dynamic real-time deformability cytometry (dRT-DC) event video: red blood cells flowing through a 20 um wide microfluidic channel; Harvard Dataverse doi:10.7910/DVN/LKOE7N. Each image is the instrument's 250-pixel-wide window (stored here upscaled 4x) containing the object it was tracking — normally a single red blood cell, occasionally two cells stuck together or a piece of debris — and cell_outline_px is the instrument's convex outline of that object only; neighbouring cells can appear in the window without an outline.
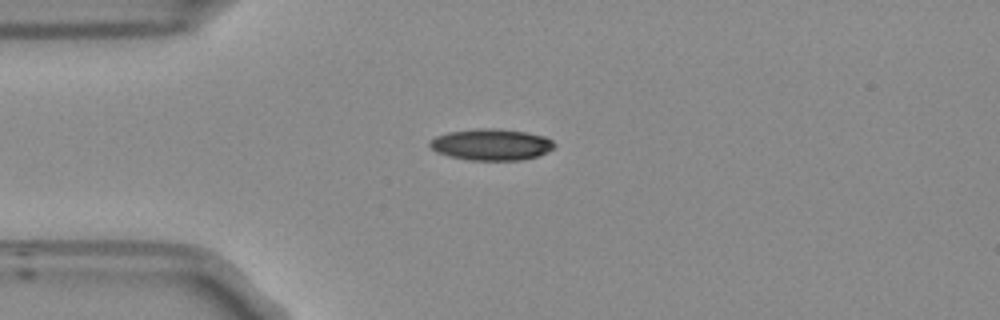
{"species": "Egyptian fruit bat (a non-hibernating species)", "species_latin": "Rousettus aegyptiacus", "temperature_condition": "room temperature", "stored_images_in_passage": 42, "camera_frame_rate_fps": 3000, "um_per_image_px": 0.085, "frame": {"image": 1, "passage_image": 1, "time_ms": 0.0, "image_size_px": [1000, 320], "cell_outline_px": [[556, 148], [536, 156], [520, 160], [468, 160], [448, 156], [436, 152], [428, 144], [436, 136], [448, 132], [476, 128], [496, 128], [528, 132], [544, 136], [552, 140], [556, 144]], "centroid_in_image_um": [41.77, 12.28], "position_along_channel_um": 43.2, "area_um2": 22.95}}
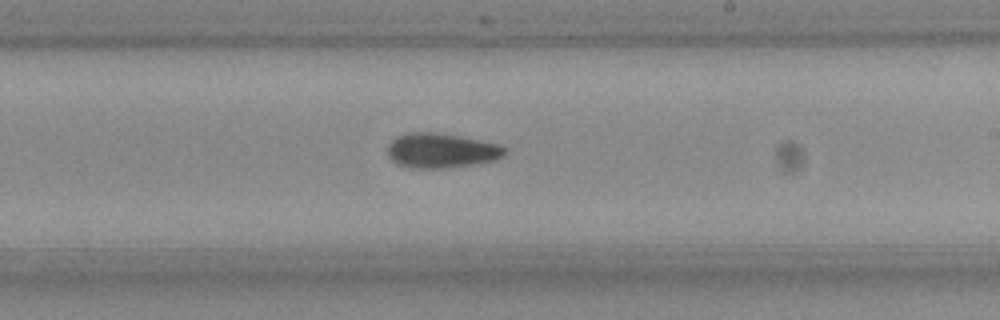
{"frame": {"image": 2, "passage_image": 19, "time_ms": 6.0, "image_size_px": [1000, 320], "cell_outline_px": [[508, 152], [504, 156], [496, 160], [476, 164], [444, 168], [412, 168], [396, 164], [388, 156], [388, 144], [396, 136], [408, 132], [432, 132], [456, 136], [500, 144]], "centroid_in_image_um": [37.5, 12.81], "position_along_channel_um": 251.5, "area_um2": 23.76}}
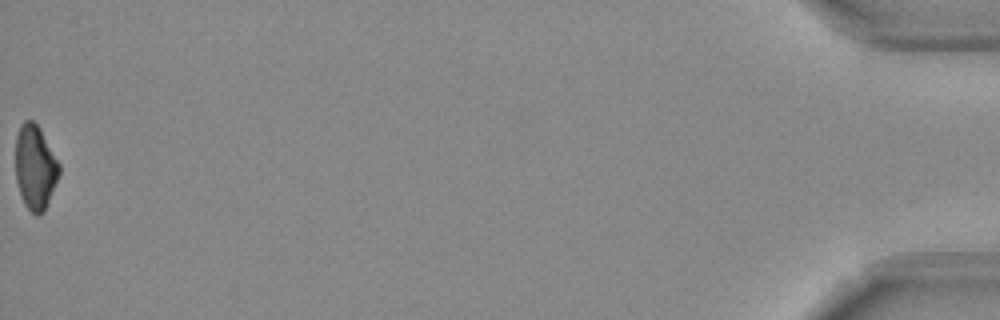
{"frame": {"image": 3, "passage_image": 42, "time_ms": 13.667, "image_size_px": [1000, 320], "cell_outline_px": [[60, 176], [44, 212], [36, 216], [24, 204], [16, 180], [16, 136], [20, 124], [24, 120], [32, 120], [40, 128], [60, 164]], "centroid_in_image_um": [3.01, 14.22], "position_along_channel_um": 432.2, "area_um2": 21.62}, "authors_computed_cell_mechanics": {"area_um2": 22.831, "velocity_mm_per_s": 3.7581, "shape_relaxation_time_tau1_ms": 11.1912, "shape_relaxation_time_tau2_ms": null, "deformation_change_tau1": 0.2364, "deformation_change_tau2": null}}